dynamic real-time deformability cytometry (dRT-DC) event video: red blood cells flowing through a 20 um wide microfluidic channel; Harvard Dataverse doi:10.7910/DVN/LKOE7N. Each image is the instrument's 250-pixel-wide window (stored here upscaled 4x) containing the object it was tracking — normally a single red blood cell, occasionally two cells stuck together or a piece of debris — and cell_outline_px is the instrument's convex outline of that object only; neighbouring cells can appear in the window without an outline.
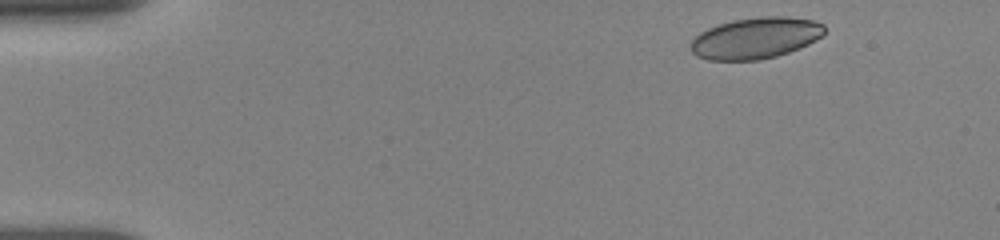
{"species": "human", "species_latin": "Homo sapiens", "temperature_condition": "room temperature", "stored_images_in_passage": 26, "camera_frame_rate_fps": 3000, "um_per_image_px": 0.085, "donor": {"sex": "female"}, "frame": {"image": 1, "passage_image": 1, "time_ms": 0.0, "image_size_px": [1000, 240], "cell_outline_px": [[824, 32], [816, 40], [800, 48], [776, 56], [760, 60], [708, 60], [696, 56], [688, 48], [688, 44], [700, 32], [708, 28], [732, 20], [760, 16], [788, 16], [812, 20], [824, 24]], "centroid_in_image_um": [64.19, 3.24], "position_along_channel_um": 20.8, "area_um2": 32.37}}
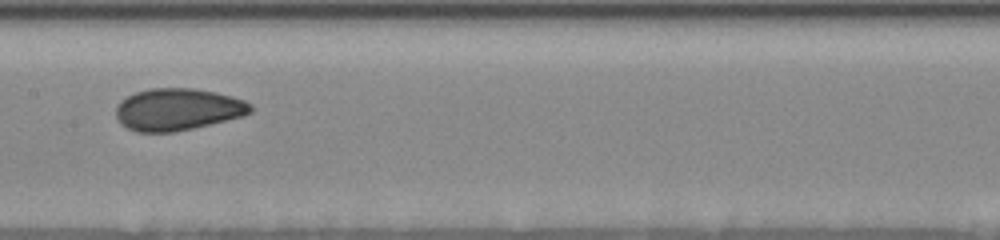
{"frame": {"image": 2, "passage_image": 11, "time_ms": 7.0, "image_size_px": [1000, 240], "cell_outline_px": [[252, 112], [244, 116], [192, 128], [172, 132], [136, 132], [120, 124], [116, 116], [116, 104], [120, 100], [136, 92], [148, 88], [196, 88], [216, 92], [232, 96], [244, 100], [252, 104]], "centroid_in_image_um": [15.1, 9.29], "position_along_channel_um": 192.3, "area_um2": 33.18}}
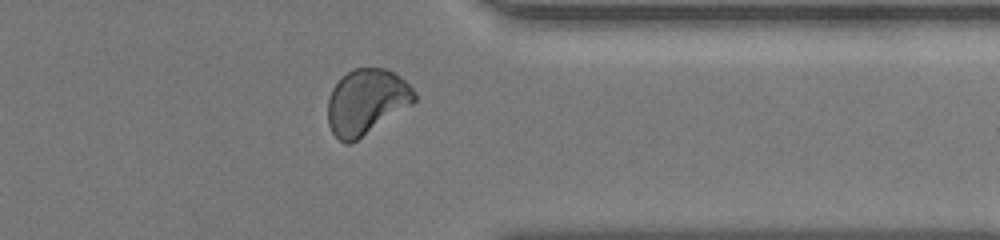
{"frame": {"image": 3, "passage_image": 21, "time_ms": 12.0, "image_size_px": [1000, 240], "cell_outline_px": [[416, 100], [412, 104], [352, 144], [344, 144], [332, 132], [328, 124], [328, 96], [332, 88], [348, 72], [356, 68], [388, 68], [404, 80], [416, 92]], "centroid_in_image_um": [31.14, 8.67], "position_along_channel_um": 380.3, "area_um2": 33.0}, "authors_computed_cell_mechanics": {"area_um2": 32.3102, "velocity_mm_per_s": 3.8382, "shape_relaxation_time_tau1_ms": 7.2192, "shape_relaxation_time_tau2_ms": 1.1513, "deformation_change_tau1": 0.1165, "deformation_change_tau2": 0.0348}}